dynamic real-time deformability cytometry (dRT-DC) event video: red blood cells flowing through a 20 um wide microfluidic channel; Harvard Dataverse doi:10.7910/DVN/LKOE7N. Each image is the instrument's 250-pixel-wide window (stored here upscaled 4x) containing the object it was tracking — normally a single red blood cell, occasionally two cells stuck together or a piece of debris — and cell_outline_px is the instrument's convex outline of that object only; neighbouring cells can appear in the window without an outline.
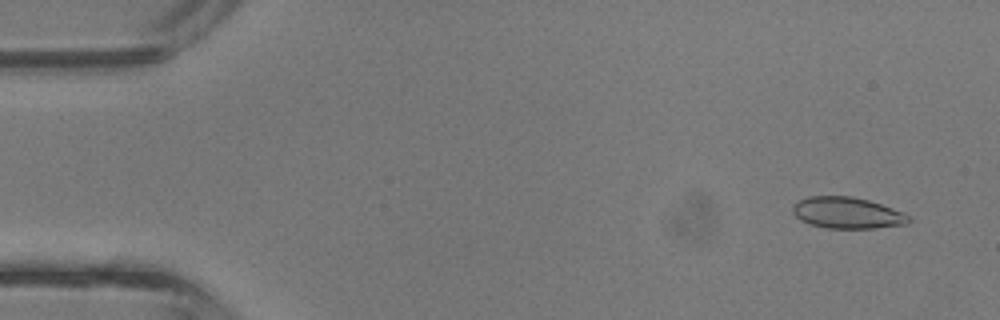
{"species": "common noctule bat (a hibernating species)", "species_latin": "Nyctalus noctula", "temperature_condition": "room temperature", "stored_images_in_passage": 43, "camera_frame_rate_fps": 3000, "um_per_image_px": 0.085, "animal": {"sex": "male", "body_mass_g": 13.3}, "frame": {"image": 1, "passage_image": 3, "time_ms": 0.667, "image_size_px": [1000, 320], "cell_outline_px": [[912, 220], [908, 224], [872, 228], [828, 228], [812, 224], [800, 220], [792, 212], [792, 204], [808, 196], [852, 196], [868, 200], [904, 212], [912, 216]], "centroid_in_image_um": [72.04, 18.09], "position_along_channel_um": 13.0, "area_um2": 21.27}}
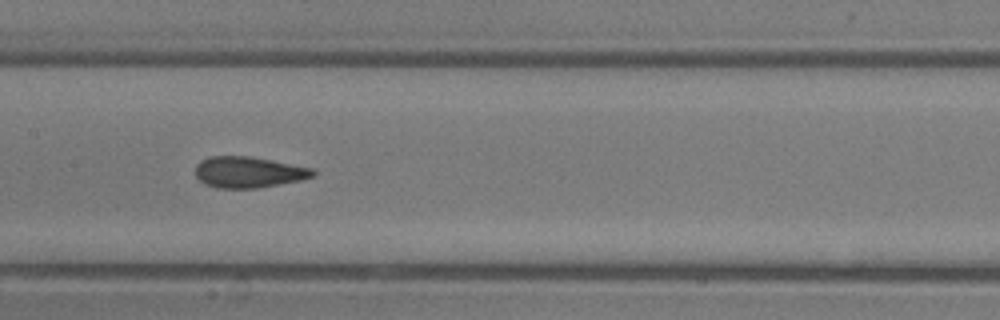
{"frame": {"image": 2, "passage_image": 21, "time_ms": 6.667, "image_size_px": [1000, 320], "cell_outline_px": [[316, 176], [300, 180], [260, 188], [216, 188], [204, 184], [196, 176], [196, 164], [200, 160], [212, 156], [248, 156], [312, 168], [316, 172]], "centroid_in_image_um": [21.11, 14.64], "position_along_channel_um": 186.3, "area_um2": 21.27}}
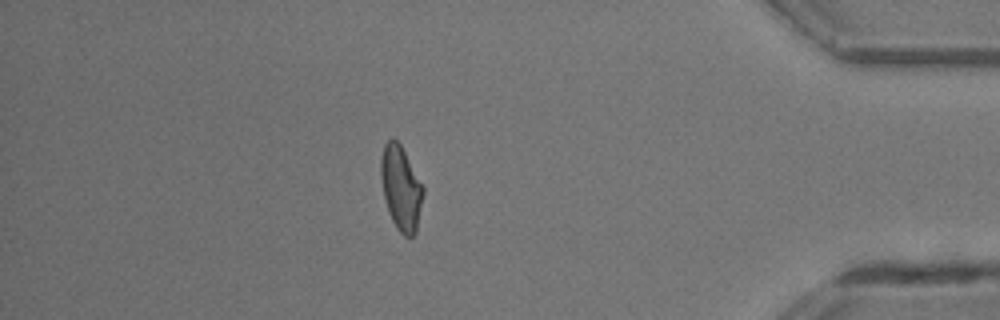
{"frame": {"image": 3, "passage_image": 37, "time_ms": 12.0, "image_size_px": [1000, 320], "cell_outline_px": [[424, 192], [416, 232], [412, 236], [404, 236], [396, 228], [388, 212], [384, 196], [380, 172], [380, 160], [384, 144], [388, 140], [396, 140], [400, 144], [424, 188]], "centroid_in_image_um": [34.07, 16.01], "position_along_channel_um": 401.1, "area_um2": 20.52}, "authors_computed_cell_mechanics": {"area_um2": 21.1548, "velocity_mm_per_s": 4.8344, "shape_relaxation_time_tau1_ms": 6.0823, "shape_relaxation_time_tau2_ms": 1.0946, "deformation_change_tau1": 0.1718, "deformation_change_tau2": 0.0803}}